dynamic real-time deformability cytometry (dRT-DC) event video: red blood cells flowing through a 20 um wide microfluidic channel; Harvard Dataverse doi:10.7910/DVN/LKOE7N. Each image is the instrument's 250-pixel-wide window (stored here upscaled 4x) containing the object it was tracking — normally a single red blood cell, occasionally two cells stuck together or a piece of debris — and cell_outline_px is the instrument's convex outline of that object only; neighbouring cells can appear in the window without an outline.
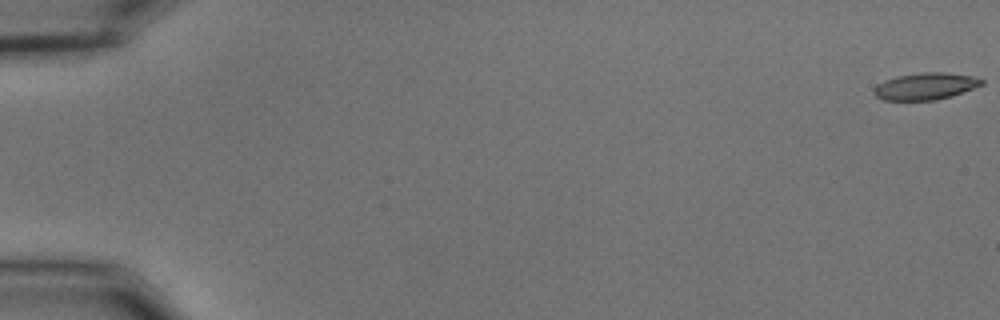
{"species": "common noctule bat (a hibernating species)", "species_latin": "Nyctalus noctula", "temperature_condition": "cold", "stored_images_in_passage": 56, "camera_frame_rate_fps": 3000, "um_per_image_px": 0.085, "animal": {"sex": "male", "body_mass_g": 15.6}, "frame": {"image": 1, "passage_image": 1, "time_ms": 0.0, "image_size_px": [1000, 320], "cell_outline_px": [[984, 84], [952, 96], [936, 100], [884, 100], [876, 96], [872, 92], [876, 84], [884, 80], [896, 76], [924, 72], [944, 72], [972, 76], [984, 80]], "centroid_in_image_um": [78.64, 7.33], "position_along_channel_um": 6.4, "area_um2": 16.94}}
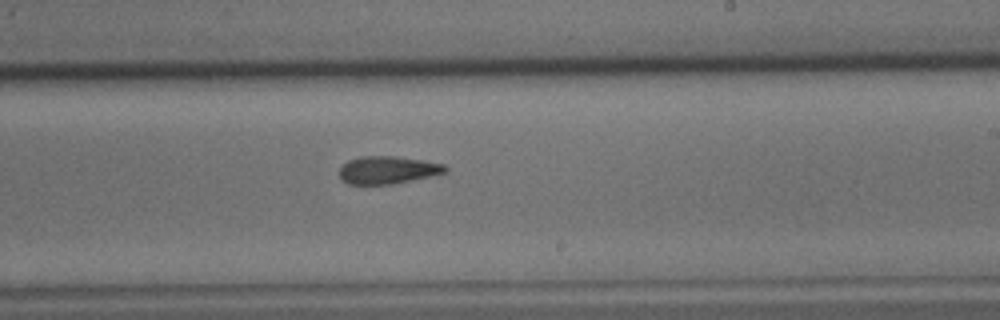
{"frame": {"image": 2, "passage_image": 35, "time_ms": 11.333, "image_size_px": [1000, 320], "cell_outline_px": [[448, 168], [444, 172], [428, 176], [392, 184], [348, 184], [340, 176], [340, 168], [348, 160], [360, 156], [396, 156], [444, 164]], "centroid_in_image_um": [32.92, 14.44], "position_along_channel_um": 256.1, "area_um2": 16.7}}
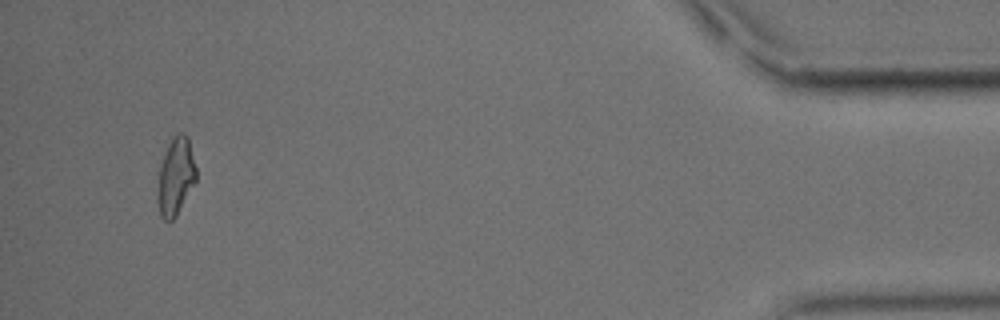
{"frame": {"image": 3, "passage_image": 54, "time_ms": 17.667, "image_size_px": [1000, 320], "cell_outline_px": [[196, 180], [176, 216], [172, 220], [164, 220], [160, 216], [156, 200], [156, 188], [160, 168], [164, 152], [172, 136], [180, 132], [184, 132], [188, 136], [196, 168]], "centroid_in_image_um": [14.9, 14.99], "position_along_channel_um": 420.3, "area_um2": 17.63}, "authors_computed_cell_mechanics": {"area_um2": 17.4845, "velocity_mm_per_s": 3.6639, "shape_relaxation_time_tau1_ms": 9.8583, "shape_relaxation_time_tau2_ms": 3.9248, "deformation_change_tau1": 0.2279, "deformation_change_tau2": 0.1228}}